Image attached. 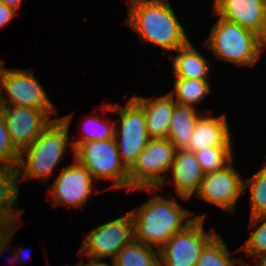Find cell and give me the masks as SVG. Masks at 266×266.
I'll return each instance as SVG.
<instances>
[{
	"label": "cell",
	"mask_w": 266,
	"mask_h": 266,
	"mask_svg": "<svg viewBox=\"0 0 266 266\" xmlns=\"http://www.w3.org/2000/svg\"><path fill=\"white\" fill-rule=\"evenodd\" d=\"M155 266H161L160 261Z\"/></svg>",
	"instance_id": "cell-40"
},
{
	"label": "cell",
	"mask_w": 266,
	"mask_h": 266,
	"mask_svg": "<svg viewBox=\"0 0 266 266\" xmlns=\"http://www.w3.org/2000/svg\"><path fill=\"white\" fill-rule=\"evenodd\" d=\"M16 10L0 2V28L8 25L15 17Z\"/></svg>",
	"instance_id": "cell-29"
},
{
	"label": "cell",
	"mask_w": 266,
	"mask_h": 266,
	"mask_svg": "<svg viewBox=\"0 0 266 266\" xmlns=\"http://www.w3.org/2000/svg\"><path fill=\"white\" fill-rule=\"evenodd\" d=\"M159 262V250L132 241L124 246L112 260L113 266H155Z\"/></svg>",
	"instance_id": "cell-21"
},
{
	"label": "cell",
	"mask_w": 266,
	"mask_h": 266,
	"mask_svg": "<svg viewBox=\"0 0 266 266\" xmlns=\"http://www.w3.org/2000/svg\"><path fill=\"white\" fill-rule=\"evenodd\" d=\"M200 116L194 107L177 103L174 105L167 139L174 144L176 149H184L189 146L195 124Z\"/></svg>",
	"instance_id": "cell-19"
},
{
	"label": "cell",
	"mask_w": 266,
	"mask_h": 266,
	"mask_svg": "<svg viewBox=\"0 0 266 266\" xmlns=\"http://www.w3.org/2000/svg\"><path fill=\"white\" fill-rule=\"evenodd\" d=\"M18 227H19V225H17V227L15 225V227L1 240V242H0V254L1 255L5 251V249L7 248V244L11 240L10 238L14 235V233L18 229Z\"/></svg>",
	"instance_id": "cell-30"
},
{
	"label": "cell",
	"mask_w": 266,
	"mask_h": 266,
	"mask_svg": "<svg viewBox=\"0 0 266 266\" xmlns=\"http://www.w3.org/2000/svg\"><path fill=\"white\" fill-rule=\"evenodd\" d=\"M204 44L217 59L240 67L258 62L265 48L260 35L221 17L213 25Z\"/></svg>",
	"instance_id": "cell-4"
},
{
	"label": "cell",
	"mask_w": 266,
	"mask_h": 266,
	"mask_svg": "<svg viewBox=\"0 0 266 266\" xmlns=\"http://www.w3.org/2000/svg\"><path fill=\"white\" fill-rule=\"evenodd\" d=\"M204 219L205 215L194 217L168 240L159 250L161 266H196L202 250L217 235L214 230L204 231Z\"/></svg>",
	"instance_id": "cell-8"
},
{
	"label": "cell",
	"mask_w": 266,
	"mask_h": 266,
	"mask_svg": "<svg viewBox=\"0 0 266 266\" xmlns=\"http://www.w3.org/2000/svg\"><path fill=\"white\" fill-rule=\"evenodd\" d=\"M259 261L257 262V265L255 266H266V256L258 259Z\"/></svg>",
	"instance_id": "cell-34"
},
{
	"label": "cell",
	"mask_w": 266,
	"mask_h": 266,
	"mask_svg": "<svg viewBox=\"0 0 266 266\" xmlns=\"http://www.w3.org/2000/svg\"><path fill=\"white\" fill-rule=\"evenodd\" d=\"M215 16L252 30L261 37L266 24V0H214Z\"/></svg>",
	"instance_id": "cell-14"
},
{
	"label": "cell",
	"mask_w": 266,
	"mask_h": 266,
	"mask_svg": "<svg viewBox=\"0 0 266 266\" xmlns=\"http://www.w3.org/2000/svg\"><path fill=\"white\" fill-rule=\"evenodd\" d=\"M133 240V220L128 212L89 231L78 253L101 260L111 256L113 260L115 255Z\"/></svg>",
	"instance_id": "cell-9"
},
{
	"label": "cell",
	"mask_w": 266,
	"mask_h": 266,
	"mask_svg": "<svg viewBox=\"0 0 266 266\" xmlns=\"http://www.w3.org/2000/svg\"><path fill=\"white\" fill-rule=\"evenodd\" d=\"M87 259H89L88 263L83 264V262H80L82 264L79 263L77 266H113V263L112 264L104 263L101 262V259H94L91 257H88Z\"/></svg>",
	"instance_id": "cell-31"
},
{
	"label": "cell",
	"mask_w": 266,
	"mask_h": 266,
	"mask_svg": "<svg viewBox=\"0 0 266 266\" xmlns=\"http://www.w3.org/2000/svg\"><path fill=\"white\" fill-rule=\"evenodd\" d=\"M94 178L90 171L77 160L74 164L63 168L50 187L54 206L69 205L83 207L94 188Z\"/></svg>",
	"instance_id": "cell-13"
},
{
	"label": "cell",
	"mask_w": 266,
	"mask_h": 266,
	"mask_svg": "<svg viewBox=\"0 0 266 266\" xmlns=\"http://www.w3.org/2000/svg\"><path fill=\"white\" fill-rule=\"evenodd\" d=\"M235 260L230 259L229 251L217 234L202 250L196 266H236Z\"/></svg>",
	"instance_id": "cell-25"
},
{
	"label": "cell",
	"mask_w": 266,
	"mask_h": 266,
	"mask_svg": "<svg viewBox=\"0 0 266 266\" xmlns=\"http://www.w3.org/2000/svg\"><path fill=\"white\" fill-rule=\"evenodd\" d=\"M211 93L210 85L207 79H189L175 77L174 91L169 94L176 99L177 104L194 107L200 101ZM176 95V98H175Z\"/></svg>",
	"instance_id": "cell-22"
},
{
	"label": "cell",
	"mask_w": 266,
	"mask_h": 266,
	"mask_svg": "<svg viewBox=\"0 0 266 266\" xmlns=\"http://www.w3.org/2000/svg\"><path fill=\"white\" fill-rule=\"evenodd\" d=\"M20 151L14 146L0 112V165L17 166Z\"/></svg>",
	"instance_id": "cell-28"
},
{
	"label": "cell",
	"mask_w": 266,
	"mask_h": 266,
	"mask_svg": "<svg viewBox=\"0 0 266 266\" xmlns=\"http://www.w3.org/2000/svg\"><path fill=\"white\" fill-rule=\"evenodd\" d=\"M175 190L178 196L189 200L199 191L204 172L199 165L193 151L186 148L176 149L174 161L171 165Z\"/></svg>",
	"instance_id": "cell-15"
},
{
	"label": "cell",
	"mask_w": 266,
	"mask_h": 266,
	"mask_svg": "<svg viewBox=\"0 0 266 266\" xmlns=\"http://www.w3.org/2000/svg\"><path fill=\"white\" fill-rule=\"evenodd\" d=\"M23 254H24V250H22V249L19 250L18 254H16L15 259H16L17 261H19V259L21 260V258H22V260H23V258H24Z\"/></svg>",
	"instance_id": "cell-35"
},
{
	"label": "cell",
	"mask_w": 266,
	"mask_h": 266,
	"mask_svg": "<svg viewBox=\"0 0 266 266\" xmlns=\"http://www.w3.org/2000/svg\"><path fill=\"white\" fill-rule=\"evenodd\" d=\"M225 116V114L219 117L201 115L186 149L197 152L213 146H231V133Z\"/></svg>",
	"instance_id": "cell-16"
},
{
	"label": "cell",
	"mask_w": 266,
	"mask_h": 266,
	"mask_svg": "<svg viewBox=\"0 0 266 266\" xmlns=\"http://www.w3.org/2000/svg\"><path fill=\"white\" fill-rule=\"evenodd\" d=\"M3 65H4L3 62L0 61V83H1V73H2L3 68L5 67Z\"/></svg>",
	"instance_id": "cell-37"
},
{
	"label": "cell",
	"mask_w": 266,
	"mask_h": 266,
	"mask_svg": "<svg viewBox=\"0 0 266 266\" xmlns=\"http://www.w3.org/2000/svg\"><path fill=\"white\" fill-rule=\"evenodd\" d=\"M19 181L17 166L0 165V216L6 222L15 223L23 213L20 210L16 212L18 208L15 206L19 196Z\"/></svg>",
	"instance_id": "cell-18"
},
{
	"label": "cell",
	"mask_w": 266,
	"mask_h": 266,
	"mask_svg": "<svg viewBox=\"0 0 266 266\" xmlns=\"http://www.w3.org/2000/svg\"><path fill=\"white\" fill-rule=\"evenodd\" d=\"M14 223L6 222L1 228H0V242L1 240L14 228Z\"/></svg>",
	"instance_id": "cell-32"
},
{
	"label": "cell",
	"mask_w": 266,
	"mask_h": 266,
	"mask_svg": "<svg viewBox=\"0 0 266 266\" xmlns=\"http://www.w3.org/2000/svg\"><path fill=\"white\" fill-rule=\"evenodd\" d=\"M6 223V221L0 216V228Z\"/></svg>",
	"instance_id": "cell-38"
},
{
	"label": "cell",
	"mask_w": 266,
	"mask_h": 266,
	"mask_svg": "<svg viewBox=\"0 0 266 266\" xmlns=\"http://www.w3.org/2000/svg\"><path fill=\"white\" fill-rule=\"evenodd\" d=\"M22 0H0V2L4 3L6 6L14 8L16 11L21 6Z\"/></svg>",
	"instance_id": "cell-33"
},
{
	"label": "cell",
	"mask_w": 266,
	"mask_h": 266,
	"mask_svg": "<svg viewBox=\"0 0 266 266\" xmlns=\"http://www.w3.org/2000/svg\"><path fill=\"white\" fill-rule=\"evenodd\" d=\"M244 192V180L232 161L218 171L204 174L197 198L233 213L237 200Z\"/></svg>",
	"instance_id": "cell-12"
},
{
	"label": "cell",
	"mask_w": 266,
	"mask_h": 266,
	"mask_svg": "<svg viewBox=\"0 0 266 266\" xmlns=\"http://www.w3.org/2000/svg\"><path fill=\"white\" fill-rule=\"evenodd\" d=\"M74 155L94 179L114 181L109 189L127 188L130 191L129 169L119 156L114 138L81 143L74 150Z\"/></svg>",
	"instance_id": "cell-5"
},
{
	"label": "cell",
	"mask_w": 266,
	"mask_h": 266,
	"mask_svg": "<svg viewBox=\"0 0 266 266\" xmlns=\"http://www.w3.org/2000/svg\"><path fill=\"white\" fill-rule=\"evenodd\" d=\"M13 107V108H12ZM56 109H34L26 106L0 105V112L5 120L14 146L21 152L29 147L49 124L58 118Z\"/></svg>",
	"instance_id": "cell-11"
},
{
	"label": "cell",
	"mask_w": 266,
	"mask_h": 266,
	"mask_svg": "<svg viewBox=\"0 0 266 266\" xmlns=\"http://www.w3.org/2000/svg\"><path fill=\"white\" fill-rule=\"evenodd\" d=\"M168 0H127L125 21L145 42L176 51L189 39Z\"/></svg>",
	"instance_id": "cell-1"
},
{
	"label": "cell",
	"mask_w": 266,
	"mask_h": 266,
	"mask_svg": "<svg viewBox=\"0 0 266 266\" xmlns=\"http://www.w3.org/2000/svg\"><path fill=\"white\" fill-rule=\"evenodd\" d=\"M132 98L143 108L149 137L167 138L170 119L176 104L173 96L166 94L156 99L142 96Z\"/></svg>",
	"instance_id": "cell-17"
},
{
	"label": "cell",
	"mask_w": 266,
	"mask_h": 266,
	"mask_svg": "<svg viewBox=\"0 0 266 266\" xmlns=\"http://www.w3.org/2000/svg\"><path fill=\"white\" fill-rule=\"evenodd\" d=\"M261 38H262L263 44H264V46L266 48V24H265L264 35Z\"/></svg>",
	"instance_id": "cell-36"
},
{
	"label": "cell",
	"mask_w": 266,
	"mask_h": 266,
	"mask_svg": "<svg viewBox=\"0 0 266 266\" xmlns=\"http://www.w3.org/2000/svg\"><path fill=\"white\" fill-rule=\"evenodd\" d=\"M262 166L260 171L244 182V191L250 188L251 217L266 214V161Z\"/></svg>",
	"instance_id": "cell-24"
},
{
	"label": "cell",
	"mask_w": 266,
	"mask_h": 266,
	"mask_svg": "<svg viewBox=\"0 0 266 266\" xmlns=\"http://www.w3.org/2000/svg\"><path fill=\"white\" fill-rule=\"evenodd\" d=\"M194 153L204 173L218 171L233 161L231 146H213Z\"/></svg>",
	"instance_id": "cell-23"
},
{
	"label": "cell",
	"mask_w": 266,
	"mask_h": 266,
	"mask_svg": "<svg viewBox=\"0 0 266 266\" xmlns=\"http://www.w3.org/2000/svg\"><path fill=\"white\" fill-rule=\"evenodd\" d=\"M178 55L172 57L175 77L189 79H207L209 66L207 59L201 55L189 41L176 50Z\"/></svg>",
	"instance_id": "cell-20"
},
{
	"label": "cell",
	"mask_w": 266,
	"mask_h": 266,
	"mask_svg": "<svg viewBox=\"0 0 266 266\" xmlns=\"http://www.w3.org/2000/svg\"><path fill=\"white\" fill-rule=\"evenodd\" d=\"M237 266H246V264L244 263V262H242V261H240L239 260V262H238V265Z\"/></svg>",
	"instance_id": "cell-39"
},
{
	"label": "cell",
	"mask_w": 266,
	"mask_h": 266,
	"mask_svg": "<svg viewBox=\"0 0 266 266\" xmlns=\"http://www.w3.org/2000/svg\"><path fill=\"white\" fill-rule=\"evenodd\" d=\"M3 89L7 92L9 99L5 98L4 93H2ZM0 93V105L56 109L30 70L3 68Z\"/></svg>",
	"instance_id": "cell-10"
},
{
	"label": "cell",
	"mask_w": 266,
	"mask_h": 266,
	"mask_svg": "<svg viewBox=\"0 0 266 266\" xmlns=\"http://www.w3.org/2000/svg\"><path fill=\"white\" fill-rule=\"evenodd\" d=\"M117 124L115 121L111 123V121H105L104 118L99 119L97 116H91L85 122V126H82L84 127L82 139L80 138L76 142H72V150L74 151L81 143L114 138Z\"/></svg>",
	"instance_id": "cell-26"
},
{
	"label": "cell",
	"mask_w": 266,
	"mask_h": 266,
	"mask_svg": "<svg viewBox=\"0 0 266 266\" xmlns=\"http://www.w3.org/2000/svg\"><path fill=\"white\" fill-rule=\"evenodd\" d=\"M176 147L167 138H151L129 168L130 188L153 191L165 185L162 173L169 171Z\"/></svg>",
	"instance_id": "cell-6"
},
{
	"label": "cell",
	"mask_w": 266,
	"mask_h": 266,
	"mask_svg": "<svg viewBox=\"0 0 266 266\" xmlns=\"http://www.w3.org/2000/svg\"><path fill=\"white\" fill-rule=\"evenodd\" d=\"M133 220L134 241L160 250L177 232L182 231L194 218L174 200L155 194L140 208L130 211ZM186 220V222H185ZM185 223H184V222ZM184 223V224H183Z\"/></svg>",
	"instance_id": "cell-2"
},
{
	"label": "cell",
	"mask_w": 266,
	"mask_h": 266,
	"mask_svg": "<svg viewBox=\"0 0 266 266\" xmlns=\"http://www.w3.org/2000/svg\"><path fill=\"white\" fill-rule=\"evenodd\" d=\"M125 107L107 104L102 110L116 112L120 116V131L115 128V142L119 156L129 169L151 139L147 132L143 108L133 99Z\"/></svg>",
	"instance_id": "cell-7"
},
{
	"label": "cell",
	"mask_w": 266,
	"mask_h": 266,
	"mask_svg": "<svg viewBox=\"0 0 266 266\" xmlns=\"http://www.w3.org/2000/svg\"><path fill=\"white\" fill-rule=\"evenodd\" d=\"M73 115L53 120L40 136L20 152L18 175L46 180L61 161L69 141L68 129ZM26 157V159H25Z\"/></svg>",
	"instance_id": "cell-3"
},
{
	"label": "cell",
	"mask_w": 266,
	"mask_h": 266,
	"mask_svg": "<svg viewBox=\"0 0 266 266\" xmlns=\"http://www.w3.org/2000/svg\"><path fill=\"white\" fill-rule=\"evenodd\" d=\"M259 222H261L260 226L254 230L240 249L245 251L248 257L256 255L260 259L266 256V214L251 217L250 227H255Z\"/></svg>",
	"instance_id": "cell-27"
}]
</instances>
